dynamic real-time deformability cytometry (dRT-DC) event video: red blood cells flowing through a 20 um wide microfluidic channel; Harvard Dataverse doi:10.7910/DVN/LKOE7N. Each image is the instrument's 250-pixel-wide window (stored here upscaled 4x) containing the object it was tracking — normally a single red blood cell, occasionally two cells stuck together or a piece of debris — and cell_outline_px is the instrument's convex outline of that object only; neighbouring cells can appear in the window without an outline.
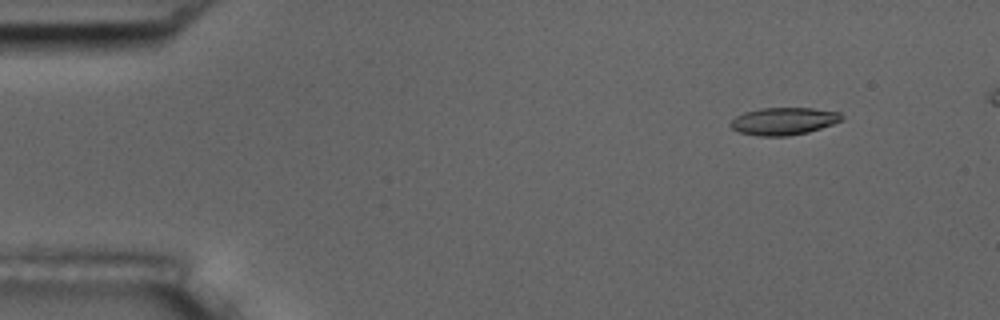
{"species": "common noctule bat (a hibernating species)", "species_latin": "Nyctalus noctula", "temperature_condition": "room temperature", "stored_images_in_passage": 5, "camera_frame_rate_fps": 3000, "um_per_image_px": 0.085, "animal": {"sex": "male", "body_mass_g": 17.5, "forearm_length_mm": 52.3}, "frame": {"image": 1, "passage_image": 1, "time_ms": 0.0, "image_size_px": [1000, 320], "cell_outline_px": [[844, 120], [808, 132], [788, 136], [760, 136], [740, 132], [732, 128], [728, 124], [736, 116], [744, 112], [760, 108], [812, 108], [840, 112], [844, 116]], "centroid_in_image_um": [66.63, 10.29], "position_along_channel_um": 18.4, "area_um2": 17.8}}